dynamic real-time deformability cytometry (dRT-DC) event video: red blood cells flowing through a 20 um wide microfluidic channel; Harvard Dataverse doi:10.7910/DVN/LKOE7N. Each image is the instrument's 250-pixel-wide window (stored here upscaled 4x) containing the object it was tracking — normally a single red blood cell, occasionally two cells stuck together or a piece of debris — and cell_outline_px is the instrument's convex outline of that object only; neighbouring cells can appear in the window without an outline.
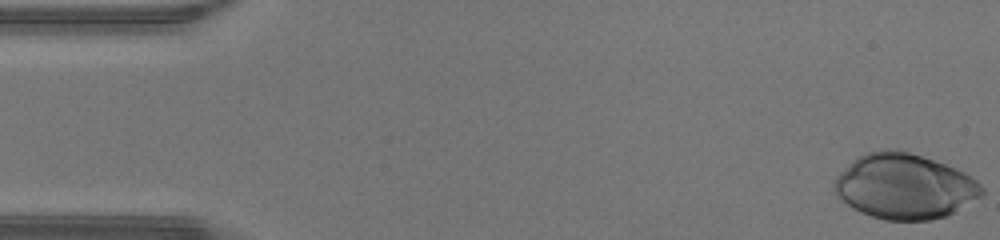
{"species": "human", "species_latin": "Homo sapiens", "temperature_condition": "warm", "stored_images_in_passage": 37, "camera_frame_rate_fps": 3000, "um_per_image_px": 0.085, "donor": {"sex": "male"}, "frame": {"image": 1, "passage_image": 1, "time_ms": 0.0, "image_size_px": [1000, 240], "cell_outline_px": [[984, 192], [980, 196], [948, 216], [932, 220], [884, 220], [860, 212], [836, 196], [832, 188], [832, 184], [836, 176], [852, 160], [868, 152], [880, 148], [896, 148], [956, 168], [964, 172], [976, 180], [984, 188]], "centroid_in_image_um": [76.85, 15.84], "position_along_channel_um": 8.1, "area_um2": 56.12}}
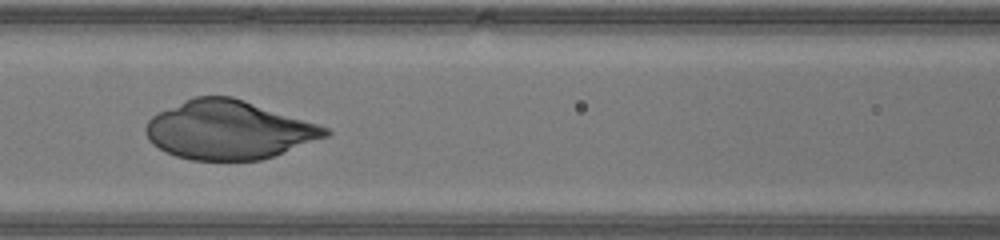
{"frame": {"image": 2, "passage_image": 20, "time_ms": 6.333, "image_size_px": [1000, 240], "cell_outline_px": [[332, 132], [328, 136], [272, 156], [260, 160], [192, 160], [176, 156], [164, 152], [152, 144], [148, 140], [144, 128], [148, 120], [152, 116], [160, 112], [196, 96], [232, 96], [328, 128]], "centroid_in_image_um": [19.39, 11.06], "position_along_channel_um": 147.2, "area_um2": 60.63}}
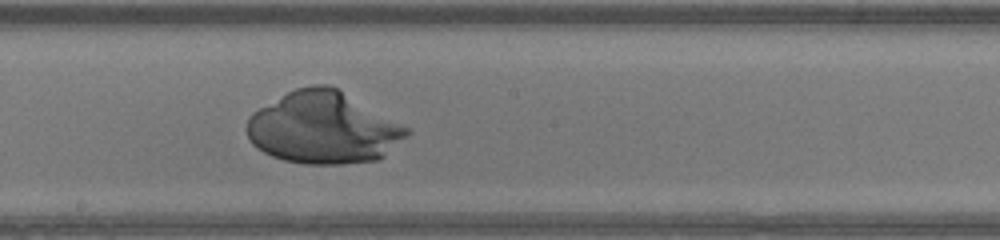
{"frame": {"image": 3, "passage_image": 25, "time_ms": 8.0, "image_size_px": [1000, 240], "cell_outline_px": [[412, 132], [408, 136], [380, 160], [344, 164], [304, 164], [284, 160], [272, 156], [256, 148], [252, 144], [244, 128], [248, 116], [252, 112], [288, 92], [296, 88], [312, 84], [328, 84], [336, 88], [408, 128]], "centroid_in_image_um": [27.45, 10.89], "position_along_channel_um": 220.8, "area_um2": 66.99}}